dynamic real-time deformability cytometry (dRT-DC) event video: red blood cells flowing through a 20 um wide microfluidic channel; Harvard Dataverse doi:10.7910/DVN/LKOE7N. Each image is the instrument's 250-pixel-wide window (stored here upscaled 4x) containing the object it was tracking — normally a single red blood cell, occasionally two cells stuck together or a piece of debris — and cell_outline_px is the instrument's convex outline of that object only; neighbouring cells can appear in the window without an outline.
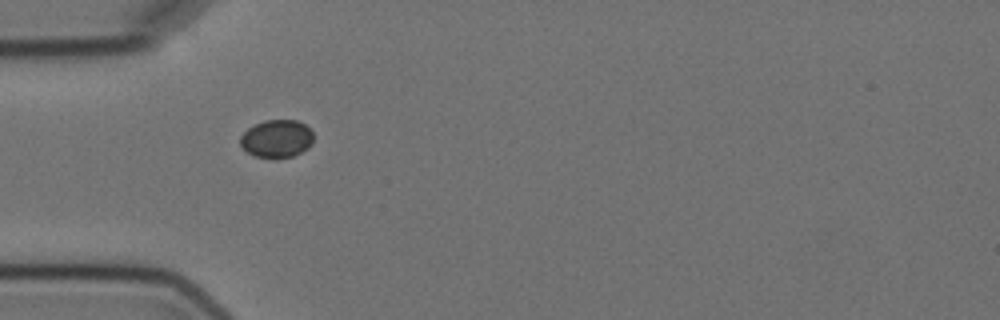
{"species": "Egyptian fruit bat (a non-hibernating species)", "species_latin": "Rousettus aegyptiacus", "temperature_condition": "cold", "stored_images_in_passage": 10, "camera_frame_rate_fps": 3000, "um_per_image_px": 0.085, "animal": {"sex": "female"}, "frame": {"image": 1, "passage_image": 1, "time_ms": 0.0, "image_size_px": [1000, 320], "cell_outline_px": [[312, 144], [308, 148], [292, 156], [276, 160], [256, 156], [248, 152], [240, 144], [240, 136], [248, 128], [264, 120], [296, 120], [304, 124], [312, 132]], "centroid_in_image_um": [23.51, 11.81], "position_along_channel_um": 61.5, "area_um2": 16.18}}
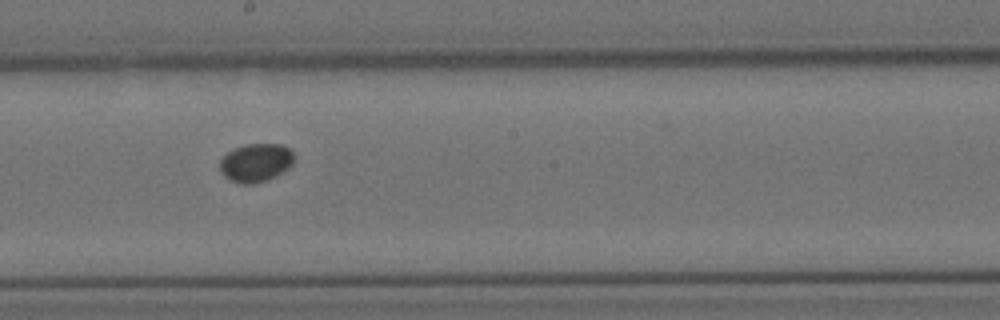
{"frame": {"image": 2, "passage_image": 5, "time_ms": 4.667, "image_size_px": [1000, 320], "cell_outline_px": [[296, 156], [292, 164], [288, 168], [276, 176], [252, 184], [244, 184], [232, 180], [224, 176], [220, 172], [220, 160], [232, 148], [244, 144], [280, 144], [288, 148]], "centroid_in_image_um": [21.74, 13.81], "position_along_channel_um": 226.5, "area_um2": 16.59}}
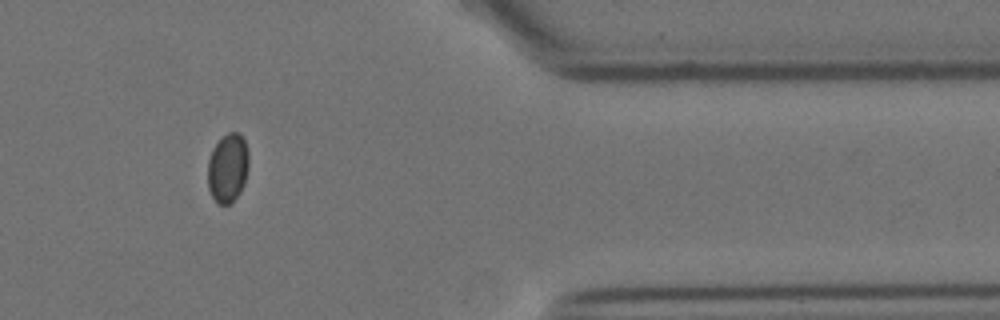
{"frame": {"image": 3, "passage_image": 9, "time_ms": 10.0, "image_size_px": [1000, 320], "cell_outline_px": [[248, 168], [244, 184], [240, 192], [228, 204], [220, 204], [212, 196], [208, 188], [208, 160], [212, 148], [228, 132], [236, 132], [244, 140], [248, 152]], "centroid_in_image_um": [19.35, 14.27], "position_along_channel_um": 392.0, "area_um2": 16.24}}